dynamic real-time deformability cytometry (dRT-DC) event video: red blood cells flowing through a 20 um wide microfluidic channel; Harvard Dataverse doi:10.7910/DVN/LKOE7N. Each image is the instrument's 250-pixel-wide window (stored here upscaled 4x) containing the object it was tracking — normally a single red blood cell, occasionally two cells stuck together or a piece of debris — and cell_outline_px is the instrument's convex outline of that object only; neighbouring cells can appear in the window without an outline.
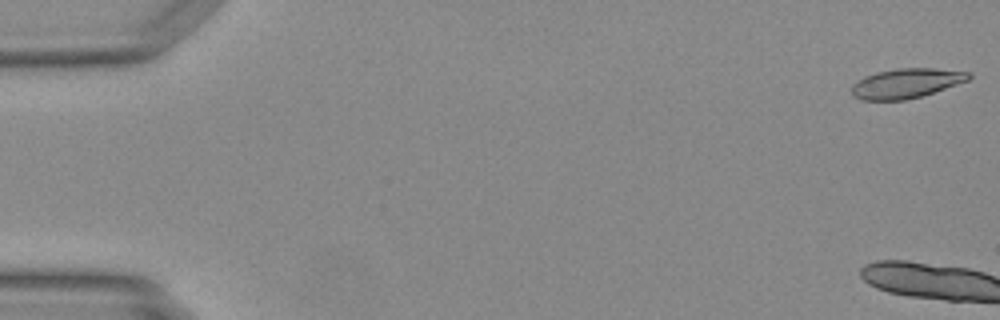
{"species": "Egyptian fruit bat (a non-hibernating species)", "species_latin": "Rousettus aegyptiacus", "temperature_condition": "warm", "stored_images_in_passage": 4, "camera_frame_rate_fps": 3000, "um_per_image_px": 0.085, "animal": {"sex": "female"}, "frame": {"image": 1, "passage_image": 1, "time_ms": 0.0, "image_size_px": [1000, 320], "cell_outline_px": [[972, 76], [968, 80], [920, 96], [904, 100], [860, 100], [852, 96], [852, 84], [864, 76], [876, 72], [896, 68], [936, 68], [972, 72]], "centroid_in_image_um": [77.0, 7.07], "position_along_channel_um": 8.0, "area_um2": 20.23}}